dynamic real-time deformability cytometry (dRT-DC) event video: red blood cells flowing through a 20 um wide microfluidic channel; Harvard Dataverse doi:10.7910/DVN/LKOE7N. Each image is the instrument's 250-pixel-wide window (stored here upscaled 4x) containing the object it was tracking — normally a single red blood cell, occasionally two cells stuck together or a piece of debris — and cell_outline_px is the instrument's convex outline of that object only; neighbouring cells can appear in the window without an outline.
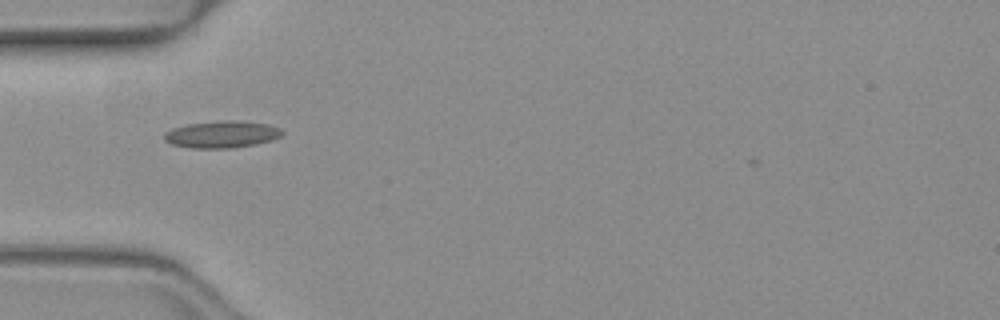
{"species": "common noctule bat (a hibernating species)", "species_latin": "Nyctalus noctula", "temperature_condition": "warm", "stored_images_in_passage": 35, "camera_frame_rate_fps": 3000, "um_per_image_px": 0.085, "animal": {"sex": "female", "body_mass_g": 19.3, "forearm_length_mm": 54.1}, "frame": {"image": 1, "passage_image": 1, "time_ms": 0.0, "image_size_px": [1000, 320], "cell_outline_px": [[284, 132], [280, 136], [272, 140], [256, 144], [232, 148], [192, 148], [172, 144], [164, 140], [164, 132], [172, 128], [188, 124], [220, 120], [236, 120], [268, 124], [280, 128]], "centroid_in_image_um": [18.85, 11.41], "position_along_channel_um": 66.1, "area_um2": 18.61}}
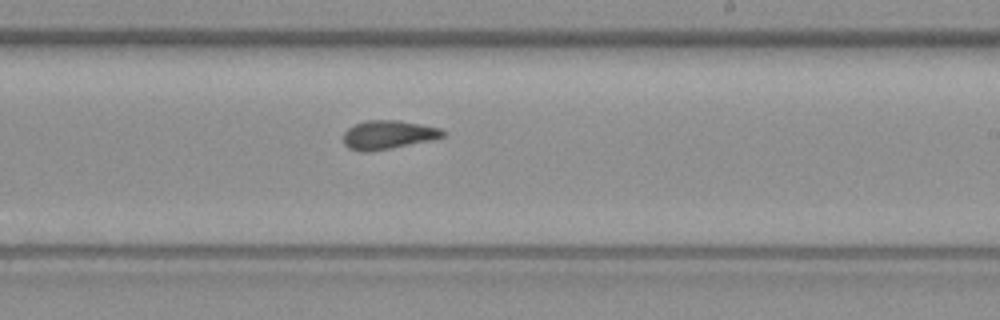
{"frame": {"image": 2, "passage_image": 15, "time_ms": 4.667, "image_size_px": [1000, 320], "cell_outline_px": [[444, 136], [432, 140], [368, 152], [360, 152], [348, 148], [344, 144], [344, 132], [348, 128], [356, 124], [368, 120], [400, 120], [440, 128], [444, 132]], "centroid_in_image_um": [32.97, 11.46], "position_along_channel_um": 256.0, "area_um2": 16.53}}
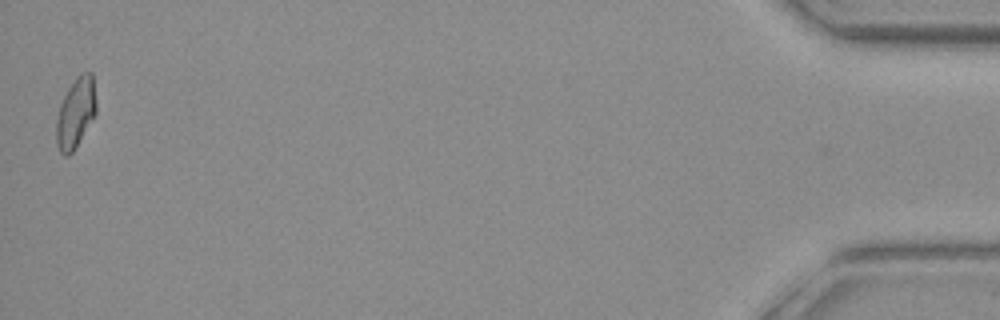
{"frame": {"image": 3, "passage_image": 35, "time_ms": 11.333, "image_size_px": [1000, 320], "cell_outline_px": [[96, 112], [72, 152], [68, 156], [64, 156], [60, 152], [56, 144], [56, 120], [60, 104], [68, 88], [76, 76], [80, 72], [92, 72], [96, 100]], "centroid_in_image_um": [6.42, 9.56], "position_along_channel_um": 428.8, "area_um2": 16.18}, "authors_computed_cell_mechanics": {"area_um2": 16.184, "velocity_mm_per_s": 4.0714, "shape_relaxation_time_tau1_ms": null, "shape_relaxation_time_tau2_ms": 2.8115, "deformation_change_tau1": null, "deformation_change_tau2": 0.0811}}